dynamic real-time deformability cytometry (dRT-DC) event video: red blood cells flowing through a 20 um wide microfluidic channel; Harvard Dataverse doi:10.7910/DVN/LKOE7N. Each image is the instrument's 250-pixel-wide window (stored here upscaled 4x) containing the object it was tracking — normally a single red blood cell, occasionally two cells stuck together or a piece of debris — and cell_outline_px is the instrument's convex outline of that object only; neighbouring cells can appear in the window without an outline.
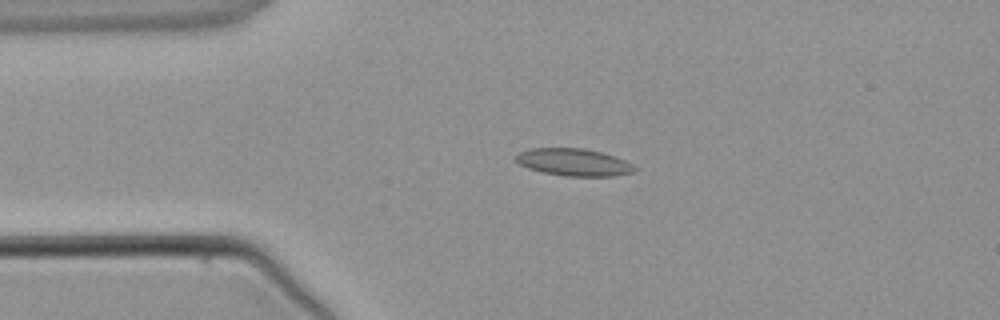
{"species": "common noctule bat (a hibernating species)", "species_latin": "Nyctalus noctula", "temperature_condition": "warm", "stored_images_in_passage": 4, "camera_frame_rate_fps": 3000, "um_per_image_px": 0.085, "animal": {"sex": "male", "body_mass_g": 21.5, "forearm_length_mm": 52.0}, "frame": {"image": 1, "passage_image": 2, "time_ms": 2.0, "image_size_px": [1000, 320], "cell_outline_px": [[636, 168], [632, 172], [612, 176], [564, 176], [544, 172], [528, 168], [520, 164], [512, 156], [528, 148], [584, 148], [616, 156], [632, 164]], "centroid_in_image_um": [48.73, 13.78], "position_along_channel_um": 36.3, "area_um2": 18.84}}